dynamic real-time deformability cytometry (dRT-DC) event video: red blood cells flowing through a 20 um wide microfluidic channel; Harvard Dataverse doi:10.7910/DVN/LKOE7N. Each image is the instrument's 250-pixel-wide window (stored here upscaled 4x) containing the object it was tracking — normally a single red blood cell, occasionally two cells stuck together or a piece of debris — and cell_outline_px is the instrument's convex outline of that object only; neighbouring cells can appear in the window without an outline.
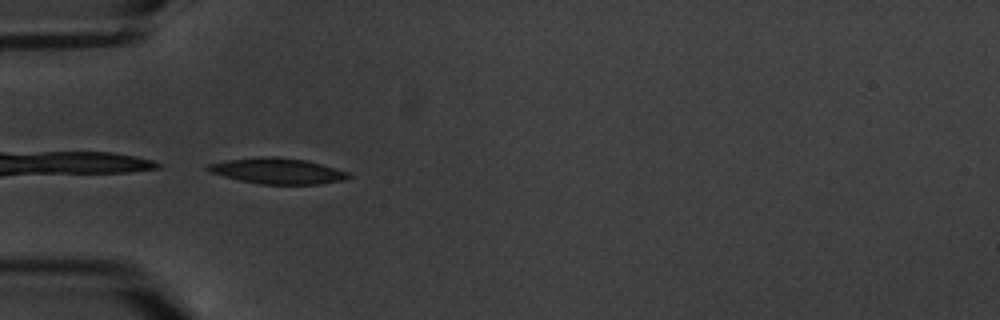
{"species": "common noctule bat (a hibernating species)", "species_latin": "Nyctalus noctula", "temperature_condition": "warm", "stored_images_in_passage": 7, "camera_frame_rate_fps": 3000, "um_per_image_px": 0.085, "animal": {"sex": "male", "body_mass_g": 20.1, "forearm_length_mm": 53.5}, "frame": {"image": 1, "passage_image": 5, "time_ms": 4.667, "image_size_px": [1000, 320], "cell_outline_px": [[352, 176], [344, 180], [320, 184], [260, 184], [240, 180], [224, 176], [212, 172], [204, 168], [208, 164], [224, 160], [260, 156], [276, 156], [304, 160], [320, 164], [348, 172]], "centroid_in_image_um": [23.57, 14.52], "position_along_channel_um": 61.4, "area_um2": 21.04}}